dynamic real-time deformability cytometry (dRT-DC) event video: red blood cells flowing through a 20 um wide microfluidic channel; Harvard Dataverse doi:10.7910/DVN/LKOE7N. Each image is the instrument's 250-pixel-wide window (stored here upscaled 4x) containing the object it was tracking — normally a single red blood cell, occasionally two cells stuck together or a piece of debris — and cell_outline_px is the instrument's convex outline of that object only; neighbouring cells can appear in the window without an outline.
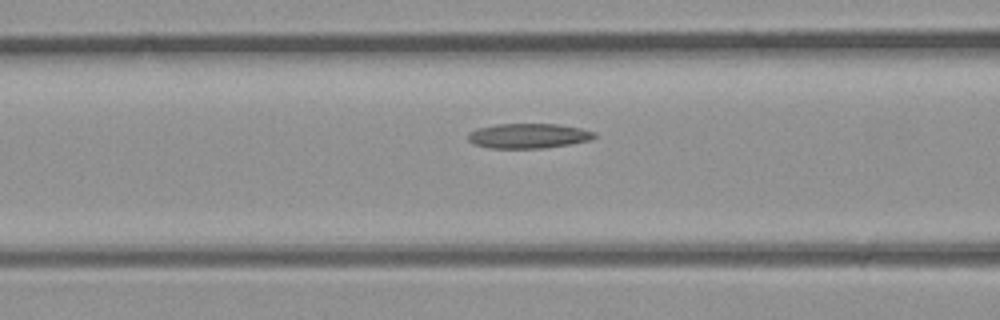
{"species": "common noctule bat (a hibernating species)", "species_latin": "Nyctalus noctula", "temperature_condition": "room temperature", "stored_images_in_passage": 3, "camera_frame_rate_fps": 3000, "um_per_image_px": 0.085, "animal": {"sex": "male", "body_mass_g": 23.1, "forearm_length_mm": 52.7}, "frame": {"image": 1, "passage_image": 3, "time_ms": 0.667, "image_size_px": [1000, 320], "cell_outline_px": [[596, 136], [592, 140], [544, 148], [488, 148], [476, 144], [468, 140], [468, 132], [476, 128], [496, 124], [556, 124], [580, 128], [596, 132]], "centroid_in_image_um": [44.91, 11.54], "position_along_channel_um": 121.7, "area_um2": 18.32}}